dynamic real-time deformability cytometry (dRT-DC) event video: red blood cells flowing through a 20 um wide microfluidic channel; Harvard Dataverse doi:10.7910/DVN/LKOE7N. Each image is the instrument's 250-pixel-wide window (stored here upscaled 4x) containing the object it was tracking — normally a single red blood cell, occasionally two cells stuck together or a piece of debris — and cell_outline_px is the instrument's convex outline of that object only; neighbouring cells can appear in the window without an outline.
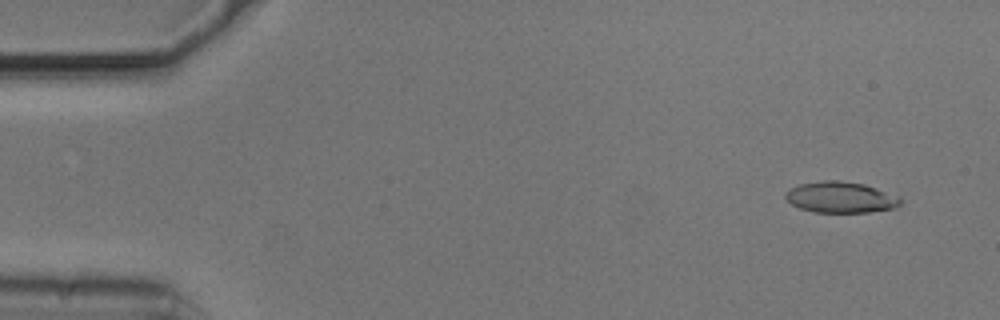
{"species": "common noctule bat (a hibernating species)", "species_latin": "Nyctalus noctula", "temperature_condition": "cold", "stored_images_in_passage": 11, "camera_frame_rate_fps": 3000, "um_per_image_px": 0.085, "animal": {"sex": "male", "body_mass_g": 20.5, "forearm_length_mm": 52.5}, "frame": {"image": 1, "passage_image": 4, "time_ms": 1.0, "image_size_px": [1000, 320], "cell_outline_px": [[900, 204], [896, 208], [868, 212], [816, 212], [800, 208], [792, 204], [784, 196], [784, 192], [788, 188], [800, 184], [824, 180], [840, 180], [864, 184], [900, 196]], "centroid_in_image_um": [71.45, 16.76], "position_along_channel_um": 13.6, "area_um2": 20.87}}